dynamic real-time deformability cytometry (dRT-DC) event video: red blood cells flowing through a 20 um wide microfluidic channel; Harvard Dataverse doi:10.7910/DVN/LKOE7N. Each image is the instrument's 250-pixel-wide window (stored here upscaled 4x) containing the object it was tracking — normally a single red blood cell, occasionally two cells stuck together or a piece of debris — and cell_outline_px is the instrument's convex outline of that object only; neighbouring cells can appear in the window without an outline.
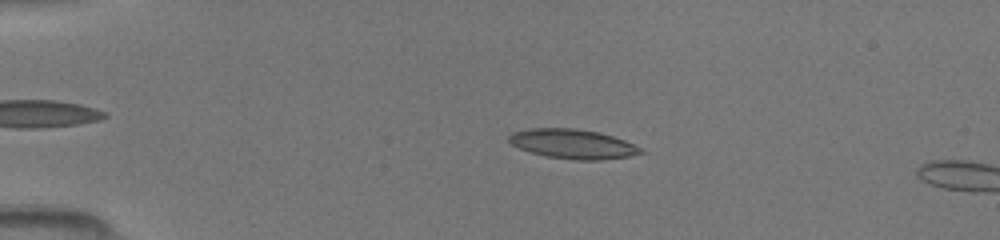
{"species": "common noctule bat (a hibernating species)", "species_latin": "Nyctalus noctula", "temperature_condition": "room temperature", "stored_images_in_passage": 13, "camera_frame_rate_fps": 3000, "um_per_image_px": 0.085, "animal": {"sex": "female", "body_mass_g": 19.5, "forearm_length_mm": 54.1}, "frame": {"image": 1, "passage_image": 11, "time_ms": 3.333, "image_size_px": [1000, 240], "cell_outline_px": [[648, 152], [628, 156], [600, 160], [576, 160], [544, 156], [520, 148], [512, 144], [508, 140], [508, 136], [512, 132], [528, 128], [576, 128], [600, 132], [624, 140], [644, 148]], "centroid_in_image_um": [48.72, 12.23], "position_along_channel_um": 36.3, "area_um2": 22.83}}